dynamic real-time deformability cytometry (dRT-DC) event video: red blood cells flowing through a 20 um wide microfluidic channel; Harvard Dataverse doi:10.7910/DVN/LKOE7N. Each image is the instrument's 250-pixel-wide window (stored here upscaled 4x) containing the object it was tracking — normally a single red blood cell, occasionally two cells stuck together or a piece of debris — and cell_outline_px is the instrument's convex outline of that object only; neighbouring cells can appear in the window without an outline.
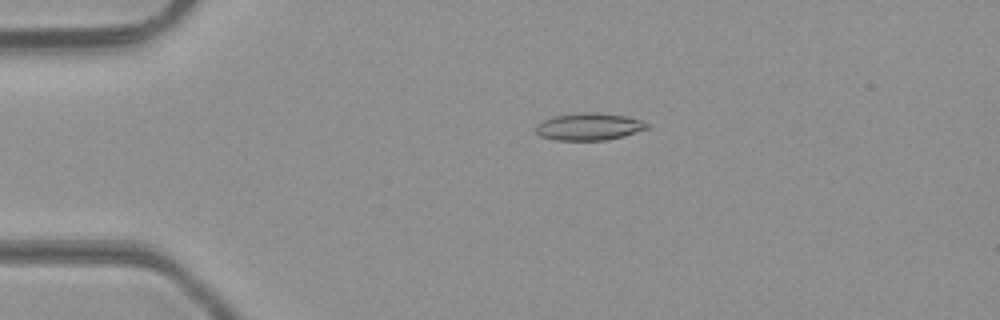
{"species": "common noctule bat (a hibernating species)", "species_latin": "Nyctalus noctula", "temperature_condition": "room temperature", "stored_images_in_passage": 42, "camera_frame_rate_fps": 3000, "um_per_image_px": 0.085, "animal": {"sex": "male", "body_mass_g": 23.1, "forearm_length_mm": 52.7}, "frame": {"image": 1, "passage_image": 5, "time_ms": 1.333, "image_size_px": [1000, 320], "cell_outline_px": [[652, 124], [648, 128], [624, 136], [608, 140], [556, 140], [540, 136], [536, 132], [536, 124], [552, 116], [584, 112], [596, 112], [628, 116]], "centroid_in_image_um": [50.09, 10.76], "position_along_channel_um": 34.9, "area_um2": 17.8}}
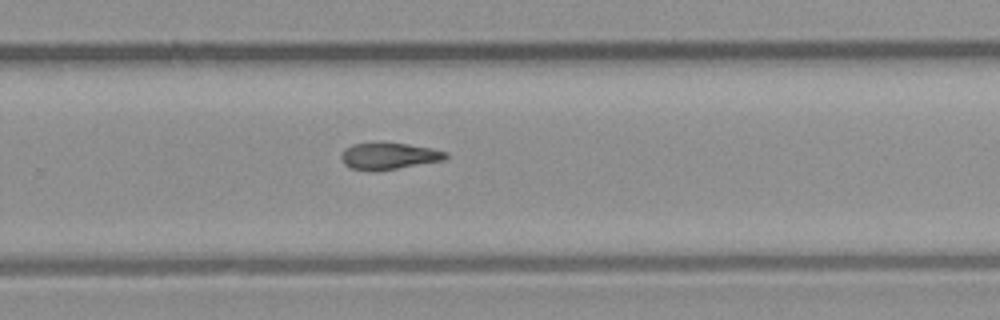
{"frame": {"image": 2, "passage_image": 26, "time_ms": 8.333, "image_size_px": [1000, 320], "cell_outline_px": [[448, 156], [444, 160], [372, 172], [368, 172], [352, 168], [344, 164], [340, 156], [344, 148], [352, 144], [408, 144], [432, 148], [448, 152]], "centroid_in_image_um": [33.04, 13.28], "position_along_channel_um": 296.8, "area_um2": 16.01}}
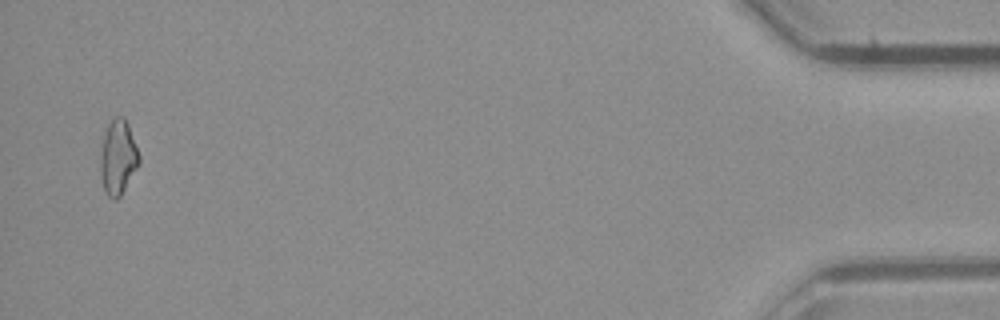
{"frame": {"image": 3, "passage_image": 41, "time_ms": 13.333, "image_size_px": [1000, 320], "cell_outline_px": [[140, 164], [120, 196], [116, 200], [112, 200], [104, 192], [100, 176], [100, 160], [104, 136], [108, 124], [112, 116], [124, 116], [128, 124], [140, 156]], "centroid_in_image_um": [10.03, 13.39], "position_along_channel_um": 425.2, "area_um2": 16.99}, "authors_computed_cell_mechanics": {"area_um2": 16.762, "velocity_mm_per_s": 4.3567, "shape_relaxation_time_tau1_ms": null, "shape_relaxation_time_tau2_ms": 11.1535, "deformation_change_tau1": null, "deformation_change_tau2": 0.2372}}